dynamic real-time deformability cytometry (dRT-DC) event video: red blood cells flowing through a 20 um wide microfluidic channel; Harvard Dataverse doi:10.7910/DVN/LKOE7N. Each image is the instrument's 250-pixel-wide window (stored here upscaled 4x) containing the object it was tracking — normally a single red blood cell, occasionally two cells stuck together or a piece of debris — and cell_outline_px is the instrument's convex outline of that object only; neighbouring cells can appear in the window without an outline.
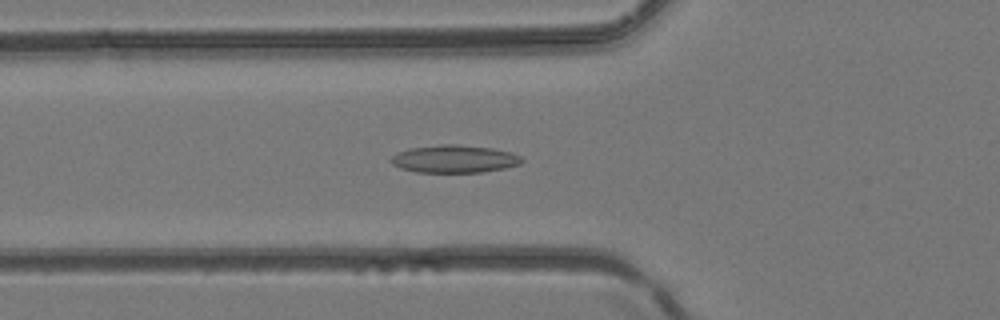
{"species": "common noctule bat (a hibernating species)", "species_latin": "Nyctalus noctula", "temperature_condition": "room temperature", "stored_images_in_passage": 28, "camera_frame_rate_fps": 3000, "um_per_image_px": 0.085, "animal": {"sex": "female", "body_mass_g": 24.6, "forearm_length_mm": 56.2}, "frame": {"image": 1, "passage_image": 2, "time_ms": 0.333, "image_size_px": [1000, 320], "cell_outline_px": [[524, 160], [520, 164], [504, 168], [480, 172], [416, 172], [400, 168], [392, 164], [388, 160], [396, 152], [408, 148], [440, 144], [460, 144], [492, 148], [512, 152], [520, 156]], "centroid_in_image_um": [38.58, 13.5], "position_along_channel_um": 87.2, "area_um2": 21.33}}
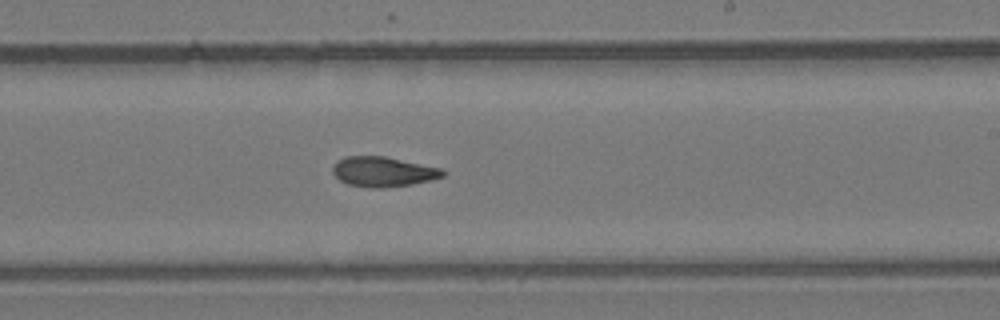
{"frame": {"image": 2, "passage_image": 12, "time_ms": 3.667, "image_size_px": [1000, 320], "cell_outline_px": [[448, 172], [444, 176], [432, 180], [412, 184], [380, 188], [372, 188], [348, 184], [340, 180], [332, 172], [332, 168], [336, 160], [344, 156], [384, 156], [444, 168]], "centroid_in_image_um": [32.6, 14.58], "position_along_channel_um": 256.4, "area_um2": 19.48}}
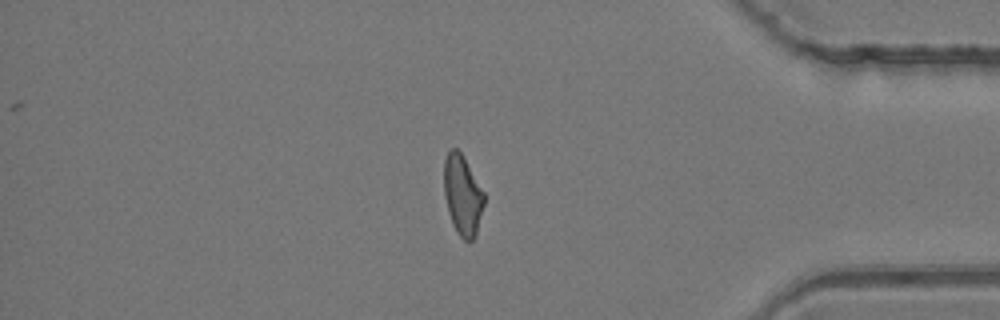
{"frame": {"image": 3, "passage_image": 22, "time_ms": 7.0, "image_size_px": [1000, 320], "cell_outline_px": [[484, 204], [476, 232], [472, 240], [464, 240], [456, 232], [452, 224], [448, 212], [444, 196], [444, 160], [448, 148], [456, 148], [464, 156], [484, 192]], "centroid_in_image_um": [39.29, 16.54], "position_along_channel_um": 395.9, "area_um2": 18.79}}